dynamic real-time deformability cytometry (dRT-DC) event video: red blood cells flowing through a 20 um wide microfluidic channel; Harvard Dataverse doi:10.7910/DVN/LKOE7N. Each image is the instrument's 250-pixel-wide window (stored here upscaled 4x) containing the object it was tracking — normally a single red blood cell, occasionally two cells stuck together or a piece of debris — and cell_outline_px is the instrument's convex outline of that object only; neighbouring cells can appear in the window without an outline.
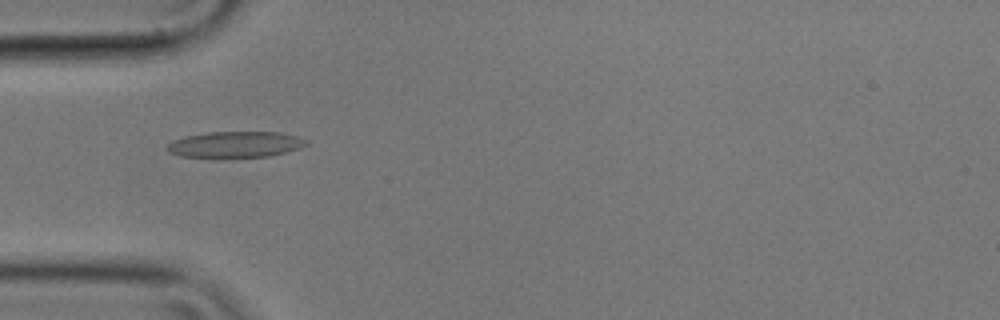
{"species": "common noctule bat (a hibernating species)", "species_latin": "Nyctalus noctula", "temperature_condition": "cold", "stored_images_in_passage": 56, "camera_frame_rate_fps": 3000, "um_per_image_px": 0.085, "animal": {"sex": "male", "body_mass_g": 17.9}, "frame": {"image": 1, "passage_image": 17, "time_ms": 5.333, "image_size_px": [1000, 320], "cell_outline_px": [[308, 144], [300, 148], [268, 156], [180, 156], [168, 152], [164, 148], [172, 140], [184, 136], [208, 132], [280, 132], [296, 136], [308, 140]], "centroid_in_image_um": [19.98, 12.25], "position_along_channel_um": 65.0, "area_um2": 20.81}}
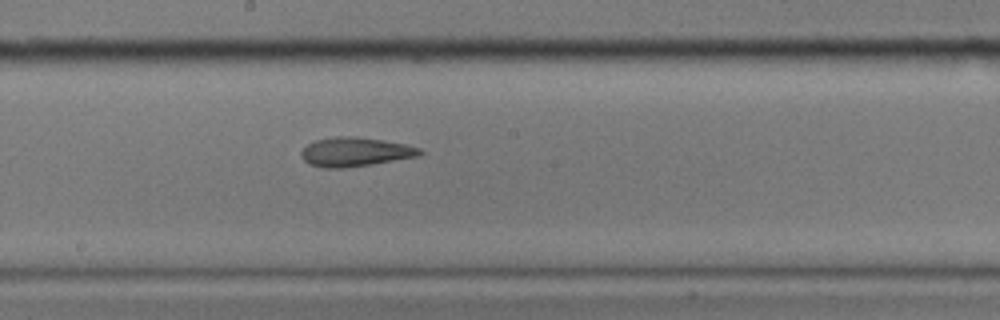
{"frame": {"image": 2, "passage_image": 30, "time_ms": 9.667, "image_size_px": [1000, 320], "cell_outline_px": [[424, 152], [420, 156], [372, 164], [344, 168], [324, 168], [308, 164], [300, 156], [300, 152], [308, 144], [316, 140], [336, 136], [352, 136], [384, 140], [404, 144], [420, 148]], "centroid_in_image_um": [30.18, 12.92], "position_along_channel_um": 218.0, "area_um2": 20.17}}
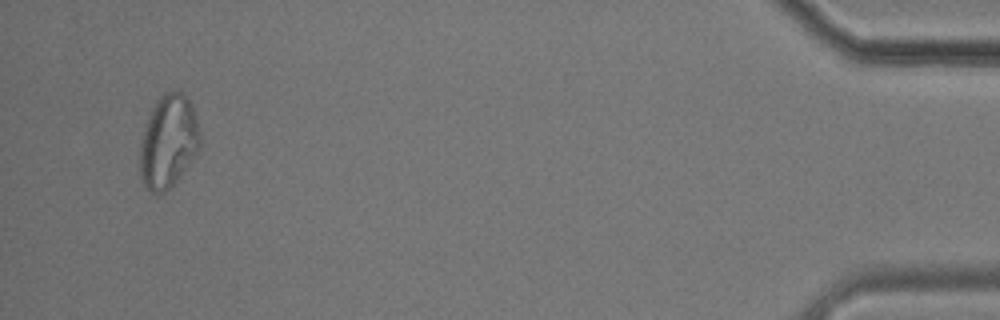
{"frame": {"image": 3, "passage_image": 54, "time_ms": 17.667, "image_size_px": [1000, 320], "cell_outline_px": [[200, 148], [180, 176], [164, 192], [152, 196], [148, 192], [140, 176], [140, 144], [148, 116], [156, 100], [164, 92], [180, 92], [188, 100], [192, 108], [200, 132]], "centroid_in_image_um": [14.28, 12.07], "position_along_channel_um": 420.9, "area_um2": 32.31}, "authors_computed_cell_mechanics": {"area_um2": 21.5016, "velocity_mm_per_s": 3.5216, "shape_relaxation_time_tau1_ms": 6.1778, "shape_relaxation_time_tau2_ms": 3.2648, "deformation_change_tau1": 0.1512, "deformation_change_tau2": 0.1257}}